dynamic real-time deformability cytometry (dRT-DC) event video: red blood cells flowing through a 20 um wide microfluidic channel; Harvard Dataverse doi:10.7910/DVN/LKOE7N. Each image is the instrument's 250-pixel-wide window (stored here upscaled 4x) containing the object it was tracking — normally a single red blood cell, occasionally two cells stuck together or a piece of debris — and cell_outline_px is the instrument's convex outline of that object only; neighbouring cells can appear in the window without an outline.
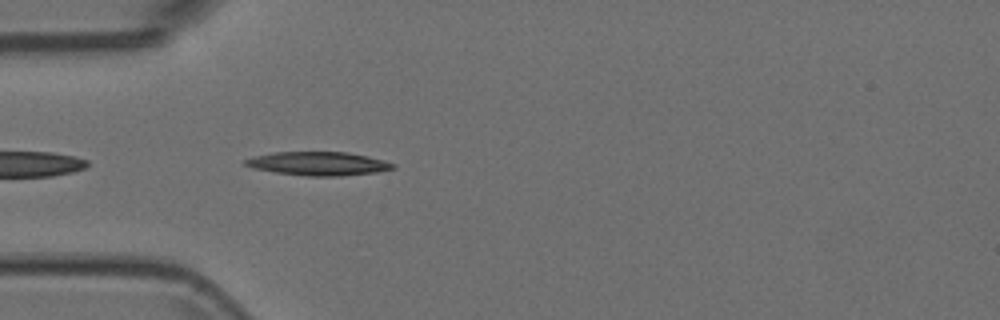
{"species": "Egyptian fruit bat (a non-hibernating species)", "species_latin": "Rousettus aegyptiacus", "temperature_condition": "room temperature", "stored_images_in_passage": 3, "camera_frame_rate_fps": 3000, "um_per_image_px": 0.085, "animal": {"sex": "female"}, "frame": {"image": 1, "passage_image": 3, "time_ms": 0.667, "image_size_px": [1000, 320], "cell_outline_px": [[396, 168], [376, 172], [340, 176], [308, 176], [276, 172], [252, 168], [244, 164], [244, 160], [256, 156], [276, 152], [348, 152], [368, 156], [384, 160], [396, 164]], "centroid_in_image_um": [27.1, 13.9], "position_along_channel_um": 57.9, "area_um2": 20.23}}